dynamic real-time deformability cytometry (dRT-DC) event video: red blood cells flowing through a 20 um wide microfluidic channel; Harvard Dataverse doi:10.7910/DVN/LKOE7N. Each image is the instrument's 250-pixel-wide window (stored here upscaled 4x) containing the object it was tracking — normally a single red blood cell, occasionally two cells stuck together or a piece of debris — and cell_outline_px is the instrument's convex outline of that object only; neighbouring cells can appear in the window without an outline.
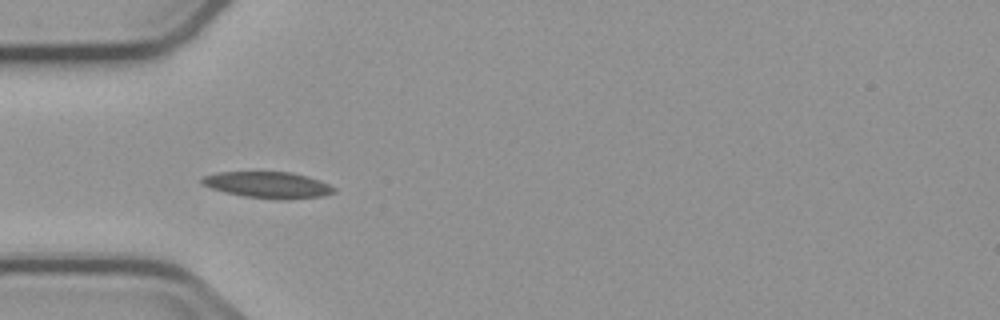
{"species": "common noctule bat (a hibernating species)", "species_latin": "Nyctalus noctula", "temperature_condition": "cold", "stored_images_in_passage": 4, "camera_frame_rate_fps": 3000, "um_per_image_px": 0.085, "animal": {"sex": "male", "body_mass_g": 23.1, "forearm_length_mm": 52.7}, "frame": {"image": 1, "passage_image": 4, "time_ms": 4.333, "image_size_px": [1000, 320], "cell_outline_px": [[336, 192], [324, 196], [288, 200], [280, 200], [244, 196], [224, 192], [200, 184], [200, 180], [204, 176], [216, 172], [292, 172], [308, 176], [320, 180], [336, 188]], "centroid_in_image_um": [22.8, 15.72], "position_along_channel_um": 62.2, "area_um2": 20.52}}